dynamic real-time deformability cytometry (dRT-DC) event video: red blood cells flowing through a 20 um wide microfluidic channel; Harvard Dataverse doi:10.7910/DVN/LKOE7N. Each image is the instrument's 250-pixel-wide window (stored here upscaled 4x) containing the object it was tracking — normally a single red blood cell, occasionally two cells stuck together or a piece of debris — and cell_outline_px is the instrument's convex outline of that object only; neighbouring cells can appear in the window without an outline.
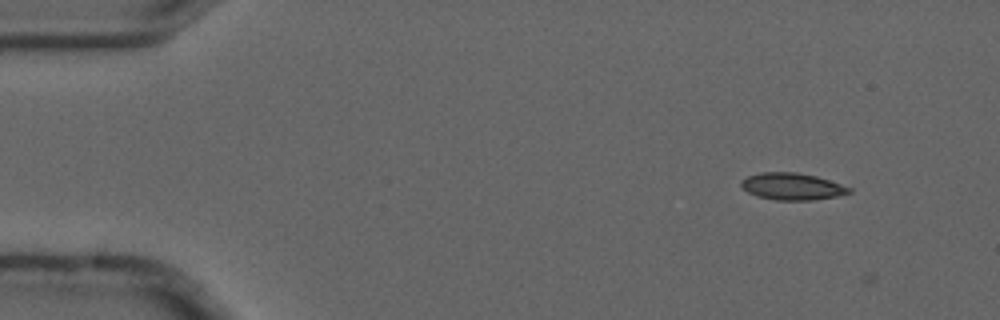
{"species": "common noctule bat (a hibernating species)", "species_latin": "Nyctalus noctula", "temperature_condition": "cold", "stored_images_in_passage": 3, "camera_frame_rate_fps": 3000, "um_per_image_px": 0.085, "animal": {"sex": "male", "forearm_length_mm": 52.5}, "frame": {"image": 1, "passage_image": 1, "time_ms": 0.0, "image_size_px": [1000, 320], "cell_outline_px": [[852, 192], [836, 196], [812, 200], [776, 200], [756, 196], [748, 192], [740, 184], [740, 180], [748, 176], [760, 172], [796, 172], [816, 176], [852, 188]], "centroid_in_image_um": [67.31, 15.84], "position_along_channel_um": 17.7, "area_um2": 16.88}}